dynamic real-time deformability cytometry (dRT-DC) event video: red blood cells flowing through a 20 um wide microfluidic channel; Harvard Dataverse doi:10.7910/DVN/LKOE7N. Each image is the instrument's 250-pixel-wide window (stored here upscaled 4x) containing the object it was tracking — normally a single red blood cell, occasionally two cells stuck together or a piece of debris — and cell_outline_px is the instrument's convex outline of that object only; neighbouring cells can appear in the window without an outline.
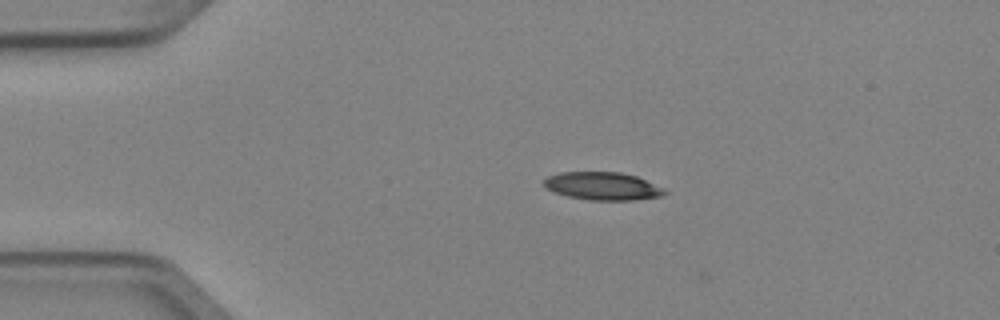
{"species": "Egyptian fruit bat (a non-hibernating species)", "species_latin": "Rousettus aegyptiacus", "temperature_condition": "cold", "stored_images_in_passage": 3, "camera_frame_rate_fps": 3000, "um_per_image_px": 0.085, "animal": {"sex": "female"}, "frame": {"image": 1, "passage_image": 2, "time_ms": 0.333, "image_size_px": [1000, 320], "cell_outline_px": [[668, 192], [660, 196], [636, 200], [588, 200], [568, 196], [544, 188], [544, 180], [548, 176], [560, 172], [620, 172], [636, 176], [664, 188]], "centroid_in_image_um": [51.22, 15.82], "position_along_channel_um": 33.8, "area_um2": 19.59}}